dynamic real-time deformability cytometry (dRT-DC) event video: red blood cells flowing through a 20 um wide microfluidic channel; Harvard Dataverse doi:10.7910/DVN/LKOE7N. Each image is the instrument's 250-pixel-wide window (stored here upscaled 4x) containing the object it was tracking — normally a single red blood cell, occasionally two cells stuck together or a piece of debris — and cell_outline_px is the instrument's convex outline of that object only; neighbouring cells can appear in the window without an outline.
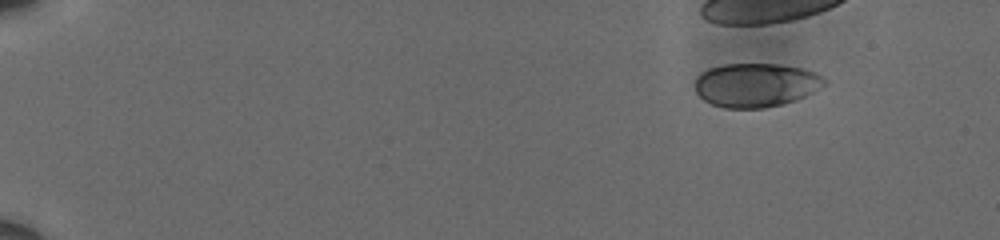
{"species": "human", "species_latin": "Homo sapiens", "temperature_condition": "cold", "stored_images_in_passage": 27, "camera_frame_rate_fps": 3000, "um_per_image_px": 0.085, "donor": {"sex": "male"}, "frame": {"image": 1, "passage_image": 5, "time_ms": 1.333, "image_size_px": [1000, 240], "cell_outline_px": [[828, 84], [796, 100], [784, 104], [764, 108], [724, 108], [712, 104], [704, 100], [696, 92], [692, 84], [696, 76], [700, 72], [708, 68], [724, 64], [780, 64], [804, 68], [816, 72], [824, 76], [828, 80]], "centroid_in_image_um": [64.25, 7.22], "position_along_channel_um": 20.7, "area_um2": 33.76}}